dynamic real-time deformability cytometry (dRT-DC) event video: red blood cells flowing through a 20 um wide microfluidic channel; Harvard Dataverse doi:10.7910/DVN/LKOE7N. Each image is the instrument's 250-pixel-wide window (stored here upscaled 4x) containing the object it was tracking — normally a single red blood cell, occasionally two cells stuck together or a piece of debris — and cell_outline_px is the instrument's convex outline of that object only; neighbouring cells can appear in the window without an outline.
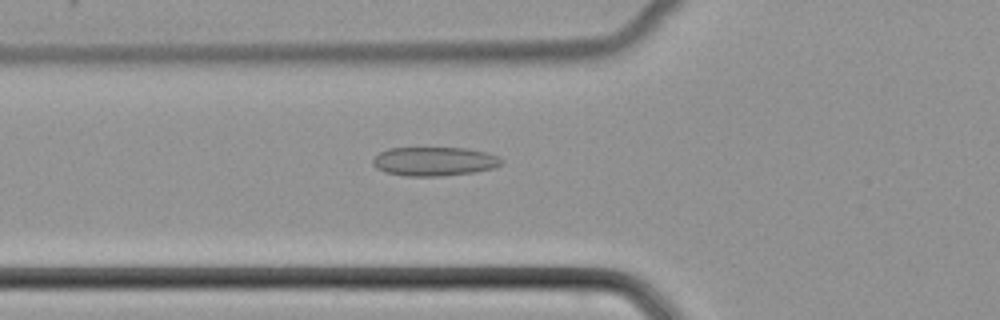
{"species": "common noctule bat (a hibernating species)", "species_latin": "Nyctalus noctula", "temperature_condition": "cold", "stored_images_in_passage": 51, "camera_frame_rate_fps": 3000, "um_per_image_px": 0.085, "animal": {"sex": "female", "body_mass_g": 22.7, "forearm_length_mm": 54.2}, "frame": {"image": 1, "passage_image": 19, "time_ms": 6.0, "image_size_px": [1000, 320], "cell_outline_px": [[504, 160], [496, 168], [476, 172], [440, 176], [404, 176], [384, 172], [376, 168], [372, 164], [372, 160], [380, 152], [388, 148], [468, 148], [488, 152], [500, 156]], "centroid_in_image_um": [36.95, 13.72], "position_along_channel_um": 88.8, "area_um2": 22.02}}
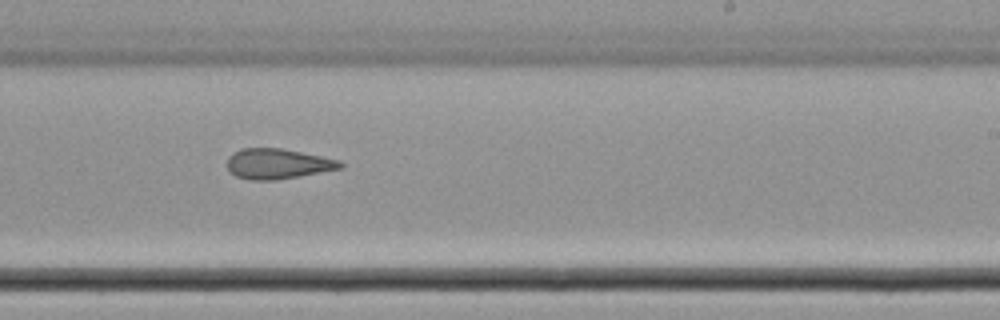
{"frame": {"image": 2, "passage_image": 32, "time_ms": 10.333, "image_size_px": [1000, 320], "cell_outline_px": [[344, 168], [300, 176], [276, 180], [248, 180], [236, 176], [228, 172], [228, 156], [232, 152], [240, 148], [280, 148], [340, 160], [344, 164]], "centroid_in_image_um": [23.59, 13.93], "position_along_channel_um": 265.4, "area_um2": 20.11}}
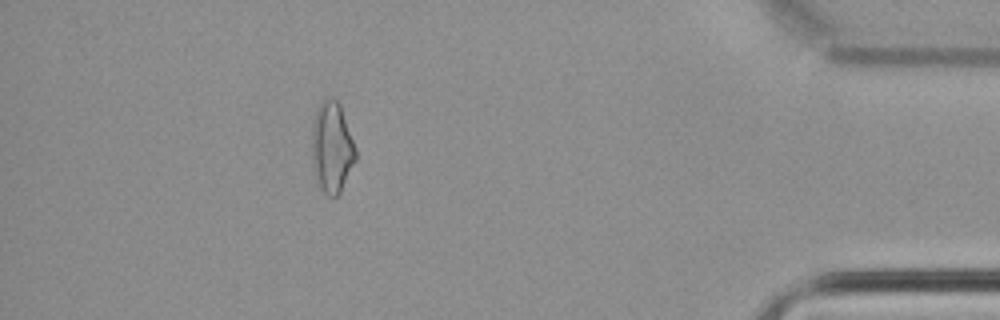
{"frame": {"image": 3, "passage_image": 46, "time_ms": 15.0, "image_size_px": [1000, 320], "cell_outline_px": [[356, 160], [340, 192], [336, 196], [328, 196], [324, 192], [316, 180], [312, 164], [312, 124], [316, 108], [324, 100], [332, 96], [340, 104], [356, 148]], "centroid_in_image_um": [28.2, 12.51], "position_along_channel_um": 407.0, "area_um2": 23.24}}